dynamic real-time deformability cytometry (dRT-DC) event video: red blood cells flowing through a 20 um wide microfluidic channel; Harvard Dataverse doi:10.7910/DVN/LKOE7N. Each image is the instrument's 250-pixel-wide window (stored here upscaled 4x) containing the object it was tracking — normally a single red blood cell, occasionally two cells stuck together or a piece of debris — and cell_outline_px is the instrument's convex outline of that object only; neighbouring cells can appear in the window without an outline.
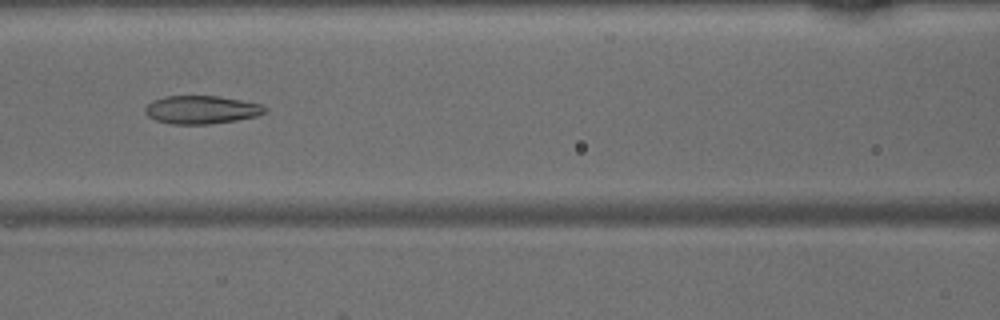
{"species": "common noctule bat (a hibernating species)", "species_latin": "Nyctalus noctula", "temperature_condition": "warm", "stored_images_in_passage": 44, "camera_frame_rate_fps": 3000, "um_per_image_px": 0.085, "animal": {"sex": "male", "body_mass_g": 15.6}, "frame": {"image": 1, "passage_image": 21, "time_ms": 6.667, "image_size_px": [1000, 320], "cell_outline_px": [[268, 108], [264, 112], [256, 116], [236, 120], [208, 124], [172, 124], [156, 120], [148, 116], [144, 112], [144, 108], [152, 100], [164, 96], [216, 96], [240, 100], [260, 104]], "centroid_in_image_um": [17.08, 9.32], "position_along_channel_um": 149.5, "area_um2": 19.54}}
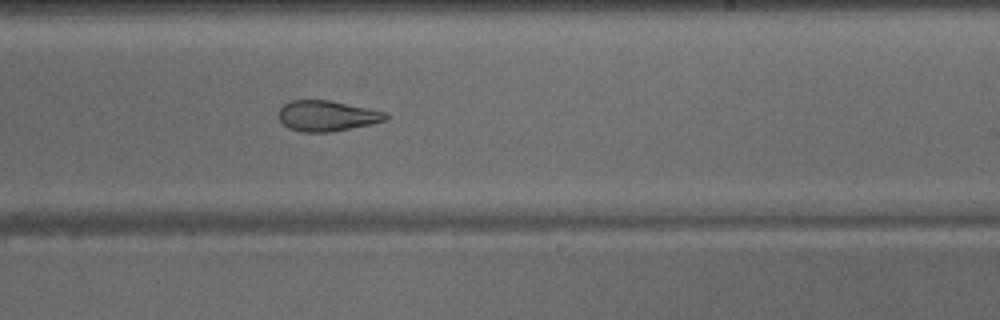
{"frame": {"image": 2, "passage_image": 29, "time_ms": 9.333, "image_size_px": [1000, 320], "cell_outline_px": [[388, 120], [372, 124], [328, 132], [304, 132], [288, 128], [280, 120], [280, 108], [284, 104], [292, 100], [328, 100], [368, 108], [384, 112], [388, 116]], "centroid_in_image_um": [27.8, 9.85], "position_along_channel_um": 261.2, "area_um2": 18.84}}
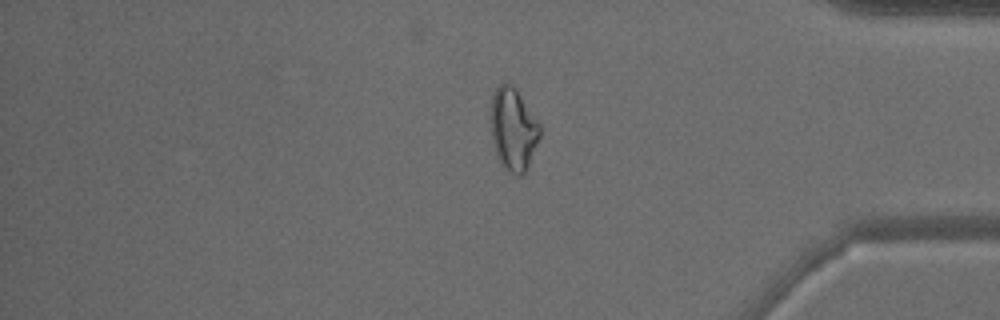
{"frame": {"image": 3, "passage_image": 40, "time_ms": 13.0, "image_size_px": [1000, 320], "cell_outline_px": [[540, 136], [528, 164], [524, 172], [520, 176], [516, 176], [496, 156], [492, 140], [492, 96], [496, 88], [500, 84], [512, 84], [516, 88], [540, 124]], "centroid_in_image_um": [43.64, 10.95], "position_along_channel_um": 391.6, "area_um2": 22.95}}